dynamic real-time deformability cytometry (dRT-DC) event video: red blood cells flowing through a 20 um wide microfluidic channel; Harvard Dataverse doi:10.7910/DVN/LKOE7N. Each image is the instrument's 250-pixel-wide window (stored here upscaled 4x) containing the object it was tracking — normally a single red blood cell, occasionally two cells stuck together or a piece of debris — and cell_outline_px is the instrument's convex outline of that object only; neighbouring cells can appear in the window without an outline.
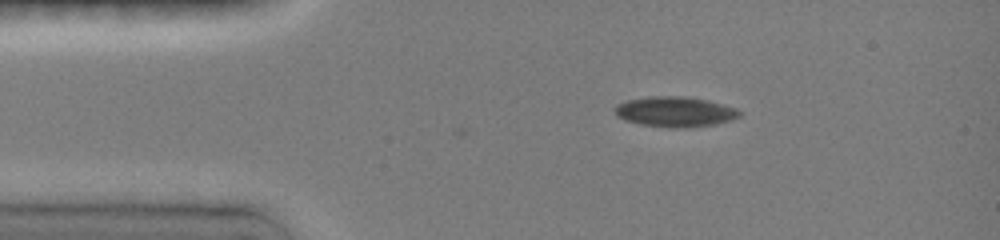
{"species": "common noctule bat (a hibernating species)", "species_latin": "Nyctalus noctula", "temperature_condition": "room temperature", "stored_images_in_passage": 3, "camera_frame_rate_fps": 3000, "um_per_image_px": 0.085, "animal": {"sex": "female", "body_mass_g": 19.0, "forearm_length_mm": 51.5}, "frame": {"image": 1, "passage_image": 3, "time_ms": 0.667, "image_size_px": [1000, 240], "cell_outline_px": [[744, 112], [740, 116], [732, 120], [716, 124], [692, 128], [668, 128], [640, 124], [624, 120], [616, 116], [612, 108], [616, 104], [628, 100], [648, 96], [688, 96], [708, 100], [736, 108]], "centroid_in_image_um": [57.38, 9.5], "position_along_channel_um": 27.6, "area_um2": 22.54}}